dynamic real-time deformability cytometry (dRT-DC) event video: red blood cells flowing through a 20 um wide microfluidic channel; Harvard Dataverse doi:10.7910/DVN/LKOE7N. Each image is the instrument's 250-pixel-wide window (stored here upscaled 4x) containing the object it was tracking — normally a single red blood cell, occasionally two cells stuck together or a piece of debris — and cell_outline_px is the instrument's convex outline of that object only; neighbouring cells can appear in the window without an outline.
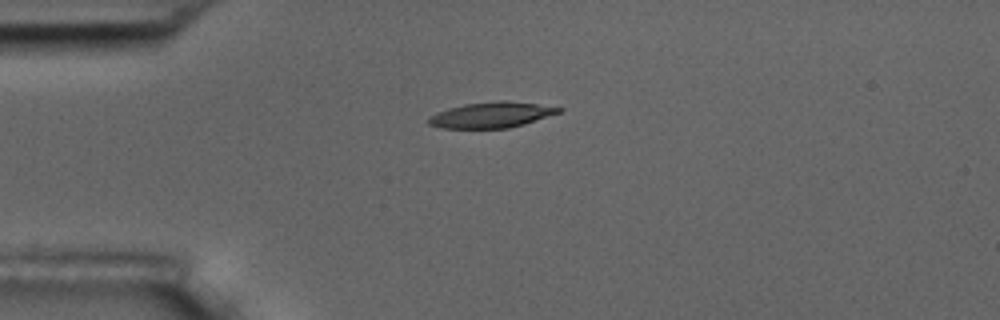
{"species": "common noctule bat (a hibernating species)", "species_latin": "Nyctalus noctula", "temperature_condition": "room temperature", "stored_images_in_passage": 8, "camera_frame_rate_fps": 3000, "um_per_image_px": 0.085, "animal": {"sex": "male", "body_mass_g": 17.5, "forearm_length_mm": 52.3}, "frame": {"image": 1, "passage_image": 1, "time_ms": 0.0, "image_size_px": [1000, 320], "cell_outline_px": [[564, 108], [560, 112], [524, 124], [508, 128], [440, 128], [428, 124], [428, 116], [436, 112], [448, 108], [464, 104], [496, 100], [504, 100], [536, 104]], "centroid_in_image_um": [41.72, 9.76], "position_along_channel_um": 43.3, "area_um2": 19.48}}
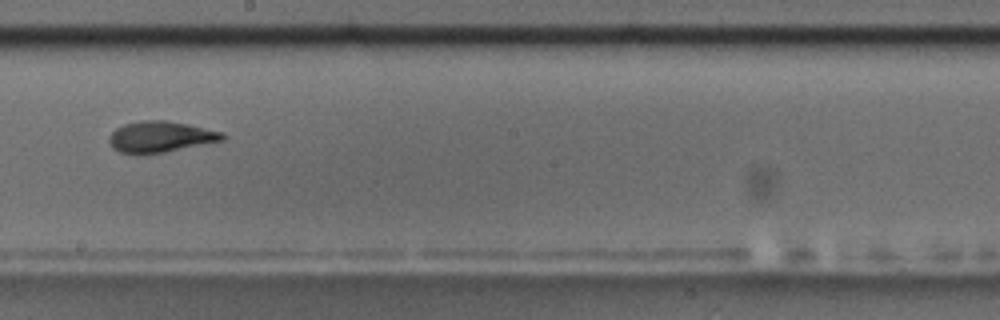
{"frame": {"image": 2, "passage_image": 6, "time_ms": 6.0, "image_size_px": [1000, 320], "cell_outline_px": [[228, 136], [224, 140], [164, 152], [136, 156], [120, 152], [112, 148], [108, 140], [108, 136], [116, 128], [124, 124], [140, 120], [164, 120], [188, 124], [224, 132]], "centroid_in_image_um": [13.62, 11.64], "position_along_channel_um": 234.6, "area_um2": 20.92}}
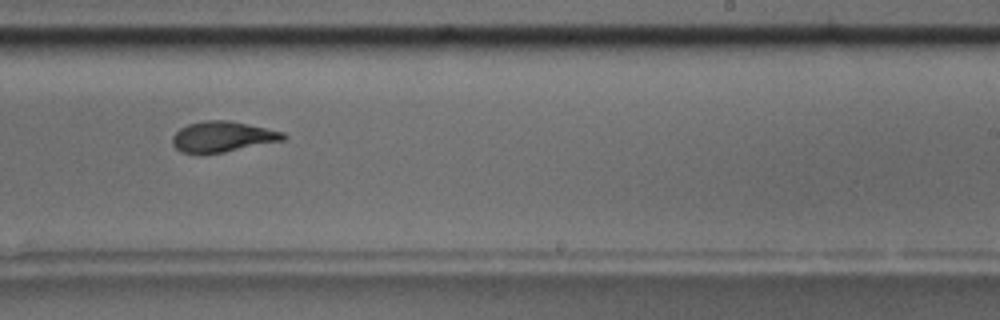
{"frame": {"image": 3, "passage_image": 7, "time_ms": 7.0, "image_size_px": [1000, 320], "cell_outline_px": [[288, 136], [284, 140], [224, 152], [200, 156], [180, 152], [172, 144], [172, 136], [180, 128], [188, 124], [204, 120], [232, 120], [268, 128], [284, 132]], "centroid_in_image_um": [18.89, 11.63], "position_along_channel_um": 270.1, "area_um2": 20.35}}